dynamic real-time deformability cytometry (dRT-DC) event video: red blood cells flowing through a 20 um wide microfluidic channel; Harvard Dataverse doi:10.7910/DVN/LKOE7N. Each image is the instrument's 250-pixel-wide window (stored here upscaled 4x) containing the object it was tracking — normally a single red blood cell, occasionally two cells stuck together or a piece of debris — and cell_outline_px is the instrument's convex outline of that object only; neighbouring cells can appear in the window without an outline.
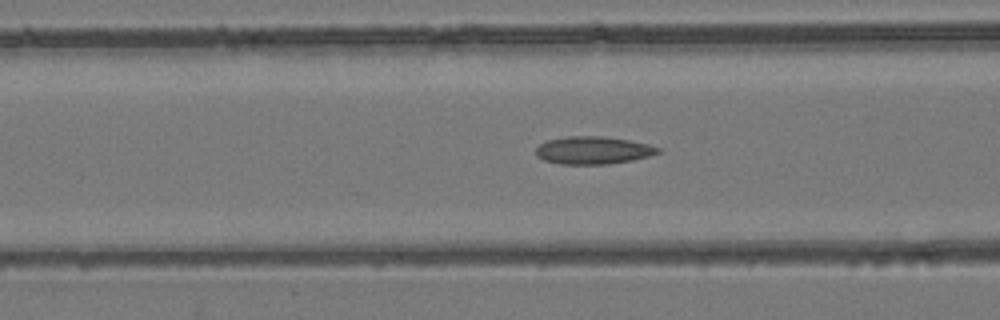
{"species": "common noctule bat (a hibernating species)", "species_latin": "Nyctalus noctula", "temperature_condition": "room temperature", "stored_images_in_passage": 54, "segment_of_instrument_passage": [1, 2], "camera_frame_rate_fps": 3000, "um_per_image_px": 0.085, "animal": {"sex": "female", "body_mass_g": 24.6, "forearm_length_mm": 56.2}, "frame": {"image": 1, "passage_image": 21, "time_ms": 6.667, "image_size_px": [1000, 320], "cell_outline_px": [[660, 152], [648, 156], [632, 160], [608, 164], [560, 164], [544, 160], [536, 156], [536, 148], [540, 144], [548, 140], [568, 136], [604, 136], [628, 140], [648, 144], [660, 148]], "centroid_in_image_um": [50.4, 12.77], "position_along_channel_um": 116.2, "area_um2": 19.59}}
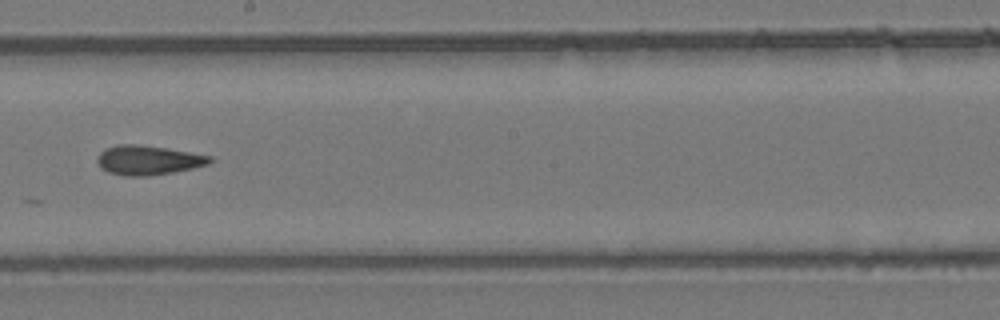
{"frame": {"image": 2, "passage_image": 30, "time_ms": 9.667, "image_size_px": [1000, 320], "cell_outline_px": [[212, 160], [208, 164], [192, 168], [172, 172], [148, 176], [124, 176], [108, 172], [100, 168], [96, 160], [96, 156], [104, 148], [116, 144], [136, 144], [164, 148], [212, 156]], "centroid_in_image_um": [12.51, 13.61], "position_along_channel_um": 235.7, "area_um2": 19.31}}
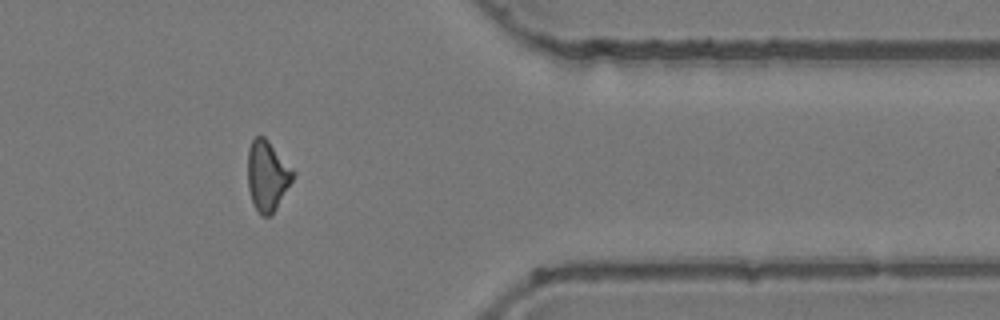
{"frame": {"image": 3, "passage_image": 43, "time_ms": 14.0, "image_size_px": [1000, 320], "cell_outline_px": [[296, 172], [292, 180], [272, 216], [260, 216], [252, 200], [248, 188], [248, 148], [252, 140], [256, 136], [264, 136], [268, 140]], "centroid_in_image_um": [22.72, 14.94], "position_along_channel_um": 388.7, "area_um2": 18.5}}